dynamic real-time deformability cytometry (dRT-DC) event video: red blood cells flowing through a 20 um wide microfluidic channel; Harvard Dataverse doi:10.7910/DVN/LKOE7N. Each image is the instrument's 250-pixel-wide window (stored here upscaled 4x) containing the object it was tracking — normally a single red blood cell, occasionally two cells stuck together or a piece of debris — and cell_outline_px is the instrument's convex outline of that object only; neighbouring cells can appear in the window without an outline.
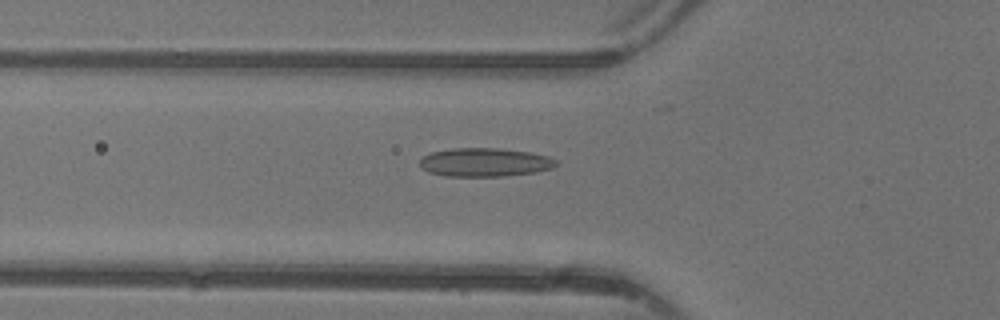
{"species": "common noctule bat (a hibernating species)", "species_latin": "Nyctalus noctula", "temperature_condition": "warm", "stored_images_in_passage": 47, "camera_frame_rate_fps": 3000, "um_per_image_px": 0.085, "animal": {"sex": "female"}, "frame": {"image": 1, "passage_image": 17, "time_ms": 5.333, "image_size_px": [1000, 320], "cell_outline_px": [[556, 164], [552, 168], [536, 172], [500, 176], [444, 176], [428, 172], [420, 168], [420, 160], [424, 156], [432, 152], [452, 148], [500, 148], [532, 152], [548, 156], [556, 160]], "centroid_in_image_um": [41.19, 13.79], "position_along_channel_um": 84.6, "area_um2": 22.77}}
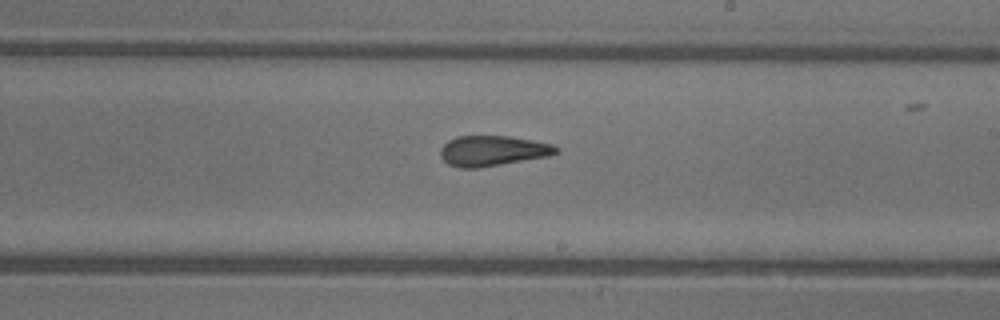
{"frame": {"image": 2, "passage_image": 28, "time_ms": 9.0, "image_size_px": [1000, 320], "cell_outline_px": [[560, 152], [548, 156], [476, 168], [460, 168], [448, 164], [440, 156], [440, 148], [448, 140], [456, 136], [508, 136], [532, 140], [552, 144], [560, 148]], "centroid_in_image_um": [41.86, 12.81], "position_along_channel_um": 247.1, "area_um2": 20.4}}
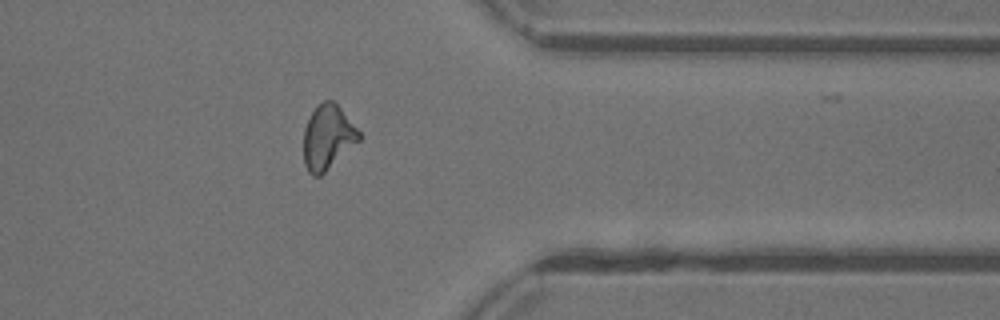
{"frame": {"image": 3, "passage_image": 38, "time_ms": 12.333, "image_size_px": [1000, 320], "cell_outline_px": [[360, 140], [320, 176], [312, 176], [308, 172], [304, 164], [304, 128], [316, 104], [324, 100], [332, 100], [340, 108], [360, 132]], "centroid_in_image_um": [27.83, 11.67], "position_along_channel_um": 383.6, "area_um2": 20.63}, "authors_computed_cell_mechanics": {"area_um2": 21.0392, "velocity_mm_per_s": 4.4103, "shape_relaxation_time_tau1_ms": null, "shape_relaxation_time_tau2_ms": 1.6212, "deformation_change_tau1": null, "deformation_change_tau2": 0.0914}}